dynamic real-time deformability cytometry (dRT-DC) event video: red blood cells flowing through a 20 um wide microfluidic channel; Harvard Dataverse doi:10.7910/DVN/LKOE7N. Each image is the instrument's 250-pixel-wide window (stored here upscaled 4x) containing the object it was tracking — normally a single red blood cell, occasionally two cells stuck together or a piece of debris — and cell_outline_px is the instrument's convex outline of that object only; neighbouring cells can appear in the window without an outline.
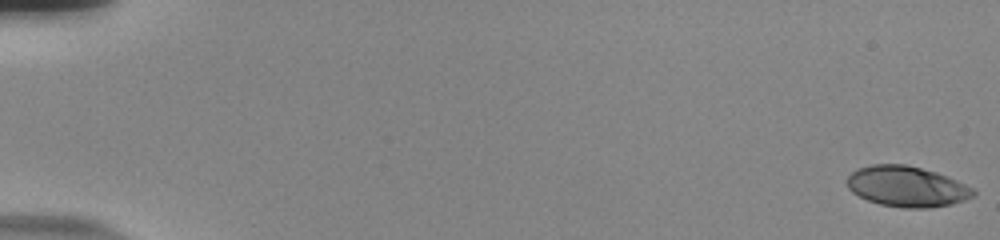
{"species": "human", "species_latin": "Homo sapiens", "temperature_condition": "room temperature", "stored_images_in_passage": 57, "camera_frame_rate_fps": 3000, "um_per_image_px": 0.085, "donor": {"sex": "male"}, "frame": {"image": 1, "passage_image": 1, "time_ms": 0.0, "image_size_px": [1000, 240], "cell_outline_px": [[976, 196], [952, 204], [928, 208], [904, 208], [880, 204], [868, 200], [852, 192], [848, 188], [848, 176], [856, 168], [872, 164], [904, 164], [936, 172], [956, 180], [972, 188], [976, 192]], "centroid_in_image_um": [77.08, 15.85], "position_along_channel_um": 7.9, "area_um2": 29.77}}
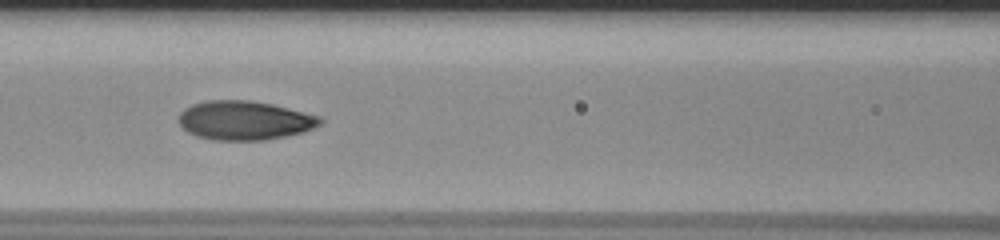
{"frame": {"image": 2, "passage_image": 27, "time_ms": 8.667, "image_size_px": [1000, 240], "cell_outline_px": [[324, 120], [320, 124], [304, 132], [264, 140], [212, 140], [196, 136], [188, 132], [180, 124], [180, 112], [184, 108], [192, 104], [208, 100], [248, 100], [272, 104], [320, 116]], "centroid_in_image_um": [20.78, 10.23], "position_along_channel_um": 145.8, "area_um2": 32.08}}
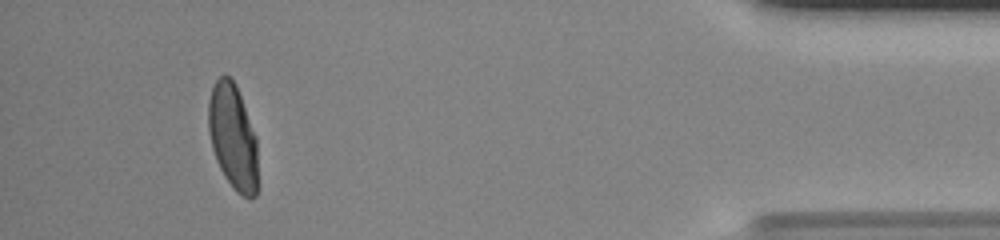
{"frame": {"image": 3, "passage_image": 53, "time_ms": 17.333, "image_size_px": [1000, 240], "cell_outline_px": [[256, 196], [244, 196], [236, 192], [224, 176], [216, 160], [212, 148], [208, 128], [208, 100], [212, 88], [216, 80], [224, 72], [232, 76], [236, 84], [256, 136]], "centroid_in_image_um": [19.76, 11.56], "position_along_channel_um": 415.4, "area_um2": 30.29}, "authors_computed_cell_mechanics": {"area_um2": 30.923, "velocity_mm_per_s": 3.7447, "shape_relaxation_time_tau1_ms": 6.0883, "shape_relaxation_time_tau2_ms": null, "deformation_change_tau1": 0.2371, "deformation_change_tau2": null}}